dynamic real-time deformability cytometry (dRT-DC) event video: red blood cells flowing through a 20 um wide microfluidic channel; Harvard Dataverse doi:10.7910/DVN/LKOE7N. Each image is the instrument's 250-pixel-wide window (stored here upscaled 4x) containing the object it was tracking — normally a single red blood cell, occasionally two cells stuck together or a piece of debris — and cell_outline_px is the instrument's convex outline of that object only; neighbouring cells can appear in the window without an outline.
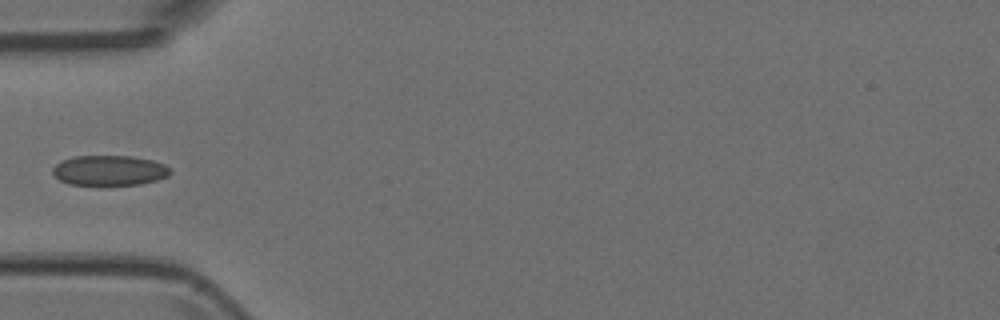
{"species": "Egyptian fruit bat (a non-hibernating species)", "species_latin": "Rousettus aegyptiacus", "temperature_condition": "room temperature", "stored_images_in_passage": 6, "camera_frame_rate_fps": 3000, "um_per_image_px": 0.085, "animal": {"sex": "female"}, "frame": {"image": 1, "passage_image": 5, "time_ms": 1.333, "image_size_px": [1000, 320], "cell_outline_px": [[172, 172], [168, 176], [156, 180], [140, 184], [100, 188], [68, 184], [60, 180], [52, 172], [52, 168], [60, 160], [72, 156], [132, 156], [152, 160], [164, 164], [172, 168]], "centroid_in_image_um": [9.28, 14.53], "position_along_channel_um": 75.7, "area_um2": 21.68}}
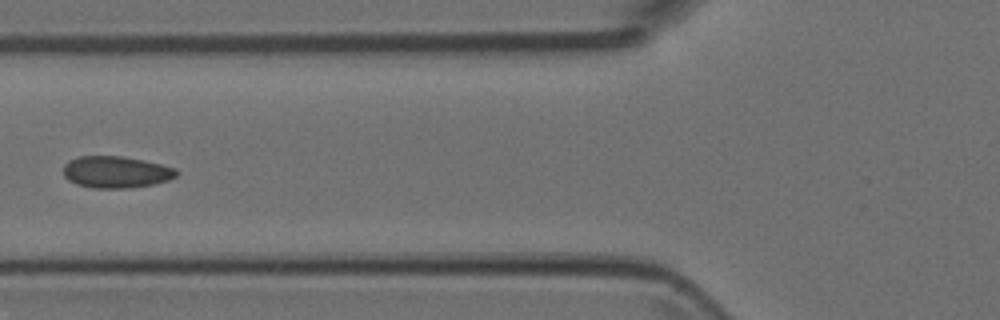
{"frame": {"image": 2, "passage_image": 6, "time_ms": 1.667, "image_size_px": [1000, 320], "cell_outline_px": [[180, 172], [176, 176], [168, 180], [152, 184], [132, 188], [92, 188], [76, 184], [68, 180], [64, 176], [64, 164], [68, 160], [76, 156], [120, 156], [144, 160], [176, 168]], "centroid_in_image_um": [9.85, 14.62], "position_along_channel_um": 116.0, "area_um2": 21.1}}